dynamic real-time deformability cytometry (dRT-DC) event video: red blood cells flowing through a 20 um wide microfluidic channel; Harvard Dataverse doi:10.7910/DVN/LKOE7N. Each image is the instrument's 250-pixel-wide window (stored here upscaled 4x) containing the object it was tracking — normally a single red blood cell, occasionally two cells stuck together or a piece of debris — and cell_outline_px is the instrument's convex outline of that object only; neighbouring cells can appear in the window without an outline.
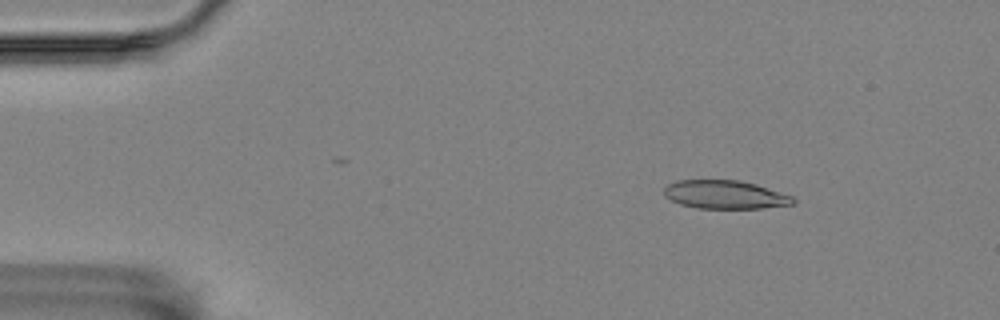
{"species": "Egyptian fruit bat (a non-hibernating species)", "species_latin": "Rousettus aegyptiacus", "temperature_condition": "room temperature", "stored_images_in_passage": 5, "camera_frame_rate_fps": 3000, "um_per_image_px": 0.085, "animal": {"sex": "female"}, "frame": {"image": 1, "passage_image": 3, "time_ms": 0.667, "image_size_px": [1000, 320], "cell_outline_px": [[796, 204], [764, 208], [696, 208], [680, 204], [664, 196], [664, 188], [668, 184], [676, 180], [740, 180], [756, 184], [792, 196], [796, 200]], "centroid_in_image_um": [61.64, 16.54], "position_along_channel_um": 23.4, "area_um2": 21.44}}